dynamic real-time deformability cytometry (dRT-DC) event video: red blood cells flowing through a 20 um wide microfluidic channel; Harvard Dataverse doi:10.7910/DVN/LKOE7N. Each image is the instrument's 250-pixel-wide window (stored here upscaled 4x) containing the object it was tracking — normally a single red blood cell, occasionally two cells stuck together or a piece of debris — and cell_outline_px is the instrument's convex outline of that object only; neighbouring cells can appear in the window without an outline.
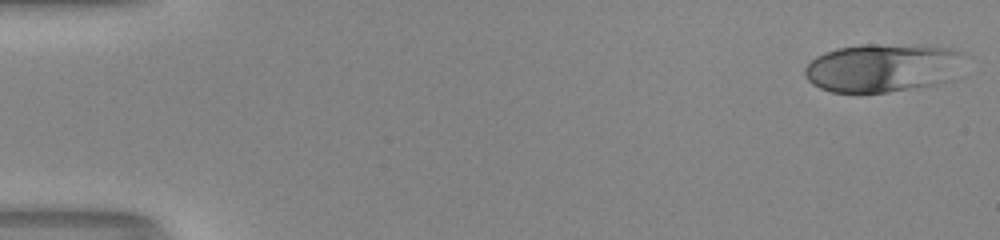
{"species": "human", "species_latin": "Homo sapiens", "temperature_condition": "room temperature", "stored_images_in_passage": 51, "camera_frame_rate_fps": 3000, "um_per_image_px": 0.085, "donor": {"sex": "male"}, "frame": {"image": 1, "passage_image": 1, "time_ms": 0.0, "image_size_px": [1000, 240], "cell_outline_px": [[964, 52], [952, 80], [936, 84], [884, 92], [832, 92], [820, 88], [812, 84], [804, 76], [804, 68], [816, 56], [824, 52], [836, 48], [860, 44], [920, 44], [956, 48]], "centroid_in_image_um": [75.02, 5.73], "position_along_channel_um": 10.0, "area_um2": 45.49}}
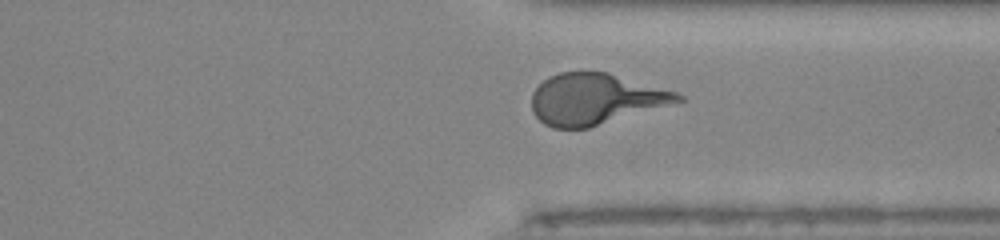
{"frame": {"image": 2, "passage_image": 39, "time_ms": 12.667, "image_size_px": [1000, 240], "cell_outline_px": [[684, 100], [588, 128], [552, 128], [544, 124], [532, 112], [532, 92], [548, 76], [560, 72], [608, 72], [676, 92], [684, 96]], "centroid_in_image_um": [50.56, 8.41], "position_along_channel_um": 360.8, "area_um2": 43.06}}
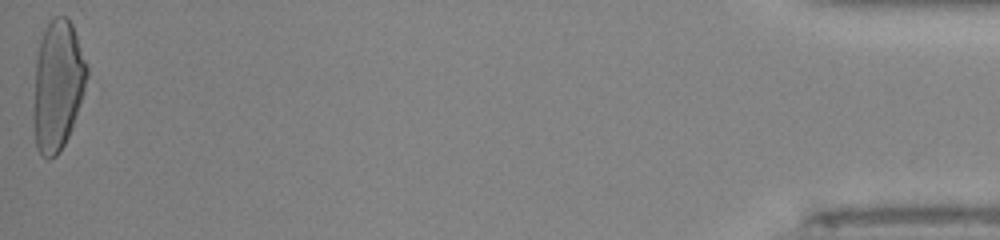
{"frame": {"image": 3, "passage_image": 51, "time_ms": 16.667, "image_size_px": [1000, 240], "cell_outline_px": [[88, 76], [84, 92], [72, 128], [64, 144], [56, 156], [48, 160], [40, 156], [36, 148], [32, 120], [32, 112], [36, 56], [40, 40], [44, 28], [52, 16], [64, 16], [72, 24], [88, 64]], "centroid_in_image_um": [4.87, 7.28], "position_along_channel_um": 430.3, "area_um2": 41.33}}